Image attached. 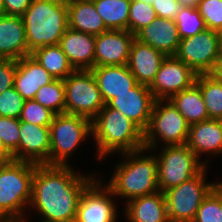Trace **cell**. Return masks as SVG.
Segmentation results:
<instances>
[{
    "instance_id": "6da1fadb",
    "label": "cell",
    "mask_w": 222,
    "mask_h": 222,
    "mask_svg": "<svg viewBox=\"0 0 222 222\" xmlns=\"http://www.w3.org/2000/svg\"><path fill=\"white\" fill-rule=\"evenodd\" d=\"M68 165L35 164L30 205L43 222H74L81 194L94 180L75 174Z\"/></svg>"
},
{
    "instance_id": "7a4b0ae2",
    "label": "cell",
    "mask_w": 222,
    "mask_h": 222,
    "mask_svg": "<svg viewBox=\"0 0 222 222\" xmlns=\"http://www.w3.org/2000/svg\"><path fill=\"white\" fill-rule=\"evenodd\" d=\"M92 136L98 145V160L111 152L144 148V132L119 110L105 105L91 120Z\"/></svg>"
},
{
    "instance_id": "3957f363",
    "label": "cell",
    "mask_w": 222,
    "mask_h": 222,
    "mask_svg": "<svg viewBox=\"0 0 222 222\" xmlns=\"http://www.w3.org/2000/svg\"><path fill=\"white\" fill-rule=\"evenodd\" d=\"M28 50L57 45L69 27L64 0H33L22 15Z\"/></svg>"
},
{
    "instance_id": "277c9868",
    "label": "cell",
    "mask_w": 222,
    "mask_h": 222,
    "mask_svg": "<svg viewBox=\"0 0 222 222\" xmlns=\"http://www.w3.org/2000/svg\"><path fill=\"white\" fill-rule=\"evenodd\" d=\"M144 150L123 153L128 157L127 161L116 167V173L108 184L114 196L132 200L159 191L157 158L150 155L142 157L140 153Z\"/></svg>"
},
{
    "instance_id": "5b68a950",
    "label": "cell",
    "mask_w": 222,
    "mask_h": 222,
    "mask_svg": "<svg viewBox=\"0 0 222 222\" xmlns=\"http://www.w3.org/2000/svg\"><path fill=\"white\" fill-rule=\"evenodd\" d=\"M34 172L35 163L28 161L11 160L0 168V222L23 220L22 208L32 199Z\"/></svg>"
},
{
    "instance_id": "8992f818",
    "label": "cell",
    "mask_w": 222,
    "mask_h": 222,
    "mask_svg": "<svg viewBox=\"0 0 222 222\" xmlns=\"http://www.w3.org/2000/svg\"><path fill=\"white\" fill-rule=\"evenodd\" d=\"M50 129V165H67V157L76 146L92 135L91 120L72 114H57L54 116ZM71 153V154H70Z\"/></svg>"
},
{
    "instance_id": "52a82bcc",
    "label": "cell",
    "mask_w": 222,
    "mask_h": 222,
    "mask_svg": "<svg viewBox=\"0 0 222 222\" xmlns=\"http://www.w3.org/2000/svg\"><path fill=\"white\" fill-rule=\"evenodd\" d=\"M164 101L166 104L162 105ZM189 128L190 124L170 100H155L149 126L144 131V148L157 147L156 136L167 145L186 144Z\"/></svg>"
},
{
    "instance_id": "ba28073f",
    "label": "cell",
    "mask_w": 222,
    "mask_h": 222,
    "mask_svg": "<svg viewBox=\"0 0 222 222\" xmlns=\"http://www.w3.org/2000/svg\"><path fill=\"white\" fill-rule=\"evenodd\" d=\"M205 168L193 178L164 191L169 222H193L203 199L218 184H206Z\"/></svg>"
},
{
    "instance_id": "9c48e42d",
    "label": "cell",
    "mask_w": 222,
    "mask_h": 222,
    "mask_svg": "<svg viewBox=\"0 0 222 222\" xmlns=\"http://www.w3.org/2000/svg\"><path fill=\"white\" fill-rule=\"evenodd\" d=\"M158 156V188L161 192L188 181L206 168L186 144L166 145Z\"/></svg>"
},
{
    "instance_id": "30bf717a",
    "label": "cell",
    "mask_w": 222,
    "mask_h": 222,
    "mask_svg": "<svg viewBox=\"0 0 222 222\" xmlns=\"http://www.w3.org/2000/svg\"><path fill=\"white\" fill-rule=\"evenodd\" d=\"M65 113L92 120L105 106L90 70H74L65 80Z\"/></svg>"
},
{
    "instance_id": "8fae6325",
    "label": "cell",
    "mask_w": 222,
    "mask_h": 222,
    "mask_svg": "<svg viewBox=\"0 0 222 222\" xmlns=\"http://www.w3.org/2000/svg\"><path fill=\"white\" fill-rule=\"evenodd\" d=\"M217 31L206 29L180 40L175 57L199 74H210L221 55Z\"/></svg>"
},
{
    "instance_id": "7c38bea8",
    "label": "cell",
    "mask_w": 222,
    "mask_h": 222,
    "mask_svg": "<svg viewBox=\"0 0 222 222\" xmlns=\"http://www.w3.org/2000/svg\"><path fill=\"white\" fill-rule=\"evenodd\" d=\"M197 76L175 56H166L149 89L155 100H169L173 95L192 87Z\"/></svg>"
},
{
    "instance_id": "4fadbf2b",
    "label": "cell",
    "mask_w": 222,
    "mask_h": 222,
    "mask_svg": "<svg viewBox=\"0 0 222 222\" xmlns=\"http://www.w3.org/2000/svg\"><path fill=\"white\" fill-rule=\"evenodd\" d=\"M95 179L81 194L74 222H116L117 211L111 189ZM101 187V188H100Z\"/></svg>"
},
{
    "instance_id": "5bb4252c",
    "label": "cell",
    "mask_w": 222,
    "mask_h": 222,
    "mask_svg": "<svg viewBox=\"0 0 222 222\" xmlns=\"http://www.w3.org/2000/svg\"><path fill=\"white\" fill-rule=\"evenodd\" d=\"M154 102L149 86L138 83L129 92L117 95L106 105L119 110L144 132L149 126Z\"/></svg>"
},
{
    "instance_id": "9a60e30c",
    "label": "cell",
    "mask_w": 222,
    "mask_h": 222,
    "mask_svg": "<svg viewBox=\"0 0 222 222\" xmlns=\"http://www.w3.org/2000/svg\"><path fill=\"white\" fill-rule=\"evenodd\" d=\"M18 148L12 153L13 160L50 165V129L20 121Z\"/></svg>"
},
{
    "instance_id": "2e32d148",
    "label": "cell",
    "mask_w": 222,
    "mask_h": 222,
    "mask_svg": "<svg viewBox=\"0 0 222 222\" xmlns=\"http://www.w3.org/2000/svg\"><path fill=\"white\" fill-rule=\"evenodd\" d=\"M135 35L128 30H107L95 38L94 66L127 65Z\"/></svg>"
},
{
    "instance_id": "e0dca14e",
    "label": "cell",
    "mask_w": 222,
    "mask_h": 222,
    "mask_svg": "<svg viewBox=\"0 0 222 222\" xmlns=\"http://www.w3.org/2000/svg\"><path fill=\"white\" fill-rule=\"evenodd\" d=\"M90 71L105 105L117 95L129 92L138 84L127 65L94 66Z\"/></svg>"
},
{
    "instance_id": "ac0fdd59",
    "label": "cell",
    "mask_w": 222,
    "mask_h": 222,
    "mask_svg": "<svg viewBox=\"0 0 222 222\" xmlns=\"http://www.w3.org/2000/svg\"><path fill=\"white\" fill-rule=\"evenodd\" d=\"M135 39L166 56L175 55L181 40L175 20L158 17L141 29L135 35Z\"/></svg>"
},
{
    "instance_id": "d6986e66",
    "label": "cell",
    "mask_w": 222,
    "mask_h": 222,
    "mask_svg": "<svg viewBox=\"0 0 222 222\" xmlns=\"http://www.w3.org/2000/svg\"><path fill=\"white\" fill-rule=\"evenodd\" d=\"M95 35L67 28L60 39V47L75 70H91L94 67Z\"/></svg>"
},
{
    "instance_id": "ffe728a7",
    "label": "cell",
    "mask_w": 222,
    "mask_h": 222,
    "mask_svg": "<svg viewBox=\"0 0 222 222\" xmlns=\"http://www.w3.org/2000/svg\"><path fill=\"white\" fill-rule=\"evenodd\" d=\"M166 55L150 45L134 40L127 67L139 84L150 86Z\"/></svg>"
},
{
    "instance_id": "44dd1931",
    "label": "cell",
    "mask_w": 222,
    "mask_h": 222,
    "mask_svg": "<svg viewBox=\"0 0 222 222\" xmlns=\"http://www.w3.org/2000/svg\"><path fill=\"white\" fill-rule=\"evenodd\" d=\"M31 55L22 16L0 17V59L20 60Z\"/></svg>"
},
{
    "instance_id": "7402d4cb",
    "label": "cell",
    "mask_w": 222,
    "mask_h": 222,
    "mask_svg": "<svg viewBox=\"0 0 222 222\" xmlns=\"http://www.w3.org/2000/svg\"><path fill=\"white\" fill-rule=\"evenodd\" d=\"M52 77L31 55L16 60L14 88L25 99H34L39 88L52 82Z\"/></svg>"
},
{
    "instance_id": "603a6c76",
    "label": "cell",
    "mask_w": 222,
    "mask_h": 222,
    "mask_svg": "<svg viewBox=\"0 0 222 222\" xmlns=\"http://www.w3.org/2000/svg\"><path fill=\"white\" fill-rule=\"evenodd\" d=\"M186 146L199 154L222 153V120L207 119L190 125Z\"/></svg>"
},
{
    "instance_id": "cb8c5ba5",
    "label": "cell",
    "mask_w": 222,
    "mask_h": 222,
    "mask_svg": "<svg viewBox=\"0 0 222 222\" xmlns=\"http://www.w3.org/2000/svg\"><path fill=\"white\" fill-rule=\"evenodd\" d=\"M126 206L130 222H169L164 193L161 191L129 200Z\"/></svg>"
},
{
    "instance_id": "d4e9b609",
    "label": "cell",
    "mask_w": 222,
    "mask_h": 222,
    "mask_svg": "<svg viewBox=\"0 0 222 222\" xmlns=\"http://www.w3.org/2000/svg\"><path fill=\"white\" fill-rule=\"evenodd\" d=\"M67 7L69 28L95 36L108 30L92 0L69 2Z\"/></svg>"
},
{
    "instance_id": "484cf974",
    "label": "cell",
    "mask_w": 222,
    "mask_h": 222,
    "mask_svg": "<svg viewBox=\"0 0 222 222\" xmlns=\"http://www.w3.org/2000/svg\"><path fill=\"white\" fill-rule=\"evenodd\" d=\"M191 125L209 119L200 88L194 84L169 99Z\"/></svg>"
},
{
    "instance_id": "4316f807",
    "label": "cell",
    "mask_w": 222,
    "mask_h": 222,
    "mask_svg": "<svg viewBox=\"0 0 222 222\" xmlns=\"http://www.w3.org/2000/svg\"><path fill=\"white\" fill-rule=\"evenodd\" d=\"M31 56L43 66L54 79L65 80L75 69L59 44L35 49Z\"/></svg>"
},
{
    "instance_id": "83f0119b",
    "label": "cell",
    "mask_w": 222,
    "mask_h": 222,
    "mask_svg": "<svg viewBox=\"0 0 222 222\" xmlns=\"http://www.w3.org/2000/svg\"><path fill=\"white\" fill-rule=\"evenodd\" d=\"M108 30L129 31L131 0H92Z\"/></svg>"
},
{
    "instance_id": "f1b7e54d",
    "label": "cell",
    "mask_w": 222,
    "mask_h": 222,
    "mask_svg": "<svg viewBox=\"0 0 222 222\" xmlns=\"http://www.w3.org/2000/svg\"><path fill=\"white\" fill-rule=\"evenodd\" d=\"M195 84L201 90L209 119L222 120V83L210 74H199Z\"/></svg>"
},
{
    "instance_id": "f546056e",
    "label": "cell",
    "mask_w": 222,
    "mask_h": 222,
    "mask_svg": "<svg viewBox=\"0 0 222 222\" xmlns=\"http://www.w3.org/2000/svg\"><path fill=\"white\" fill-rule=\"evenodd\" d=\"M34 100L55 115L65 113V87L64 80L55 79L42 86L36 92Z\"/></svg>"
},
{
    "instance_id": "4dcf8cb0",
    "label": "cell",
    "mask_w": 222,
    "mask_h": 222,
    "mask_svg": "<svg viewBox=\"0 0 222 222\" xmlns=\"http://www.w3.org/2000/svg\"><path fill=\"white\" fill-rule=\"evenodd\" d=\"M193 222H222V183L203 199Z\"/></svg>"
},
{
    "instance_id": "1f68e13d",
    "label": "cell",
    "mask_w": 222,
    "mask_h": 222,
    "mask_svg": "<svg viewBox=\"0 0 222 222\" xmlns=\"http://www.w3.org/2000/svg\"><path fill=\"white\" fill-rule=\"evenodd\" d=\"M180 38H188L207 29L197 8L182 7L175 18Z\"/></svg>"
},
{
    "instance_id": "d6a6232c",
    "label": "cell",
    "mask_w": 222,
    "mask_h": 222,
    "mask_svg": "<svg viewBox=\"0 0 222 222\" xmlns=\"http://www.w3.org/2000/svg\"><path fill=\"white\" fill-rule=\"evenodd\" d=\"M157 18L151 4L138 0H131L129 11V32L136 35L141 29L148 26Z\"/></svg>"
},
{
    "instance_id": "836d02e7",
    "label": "cell",
    "mask_w": 222,
    "mask_h": 222,
    "mask_svg": "<svg viewBox=\"0 0 222 222\" xmlns=\"http://www.w3.org/2000/svg\"><path fill=\"white\" fill-rule=\"evenodd\" d=\"M55 114L34 99L26 100L19 120L39 126L49 127Z\"/></svg>"
},
{
    "instance_id": "e575fe53",
    "label": "cell",
    "mask_w": 222,
    "mask_h": 222,
    "mask_svg": "<svg viewBox=\"0 0 222 222\" xmlns=\"http://www.w3.org/2000/svg\"><path fill=\"white\" fill-rule=\"evenodd\" d=\"M197 10L207 29L218 32L222 28V0H200Z\"/></svg>"
},
{
    "instance_id": "d590c367",
    "label": "cell",
    "mask_w": 222,
    "mask_h": 222,
    "mask_svg": "<svg viewBox=\"0 0 222 222\" xmlns=\"http://www.w3.org/2000/svg\"><path fill=\"white\" fill-rule=\"evenodd\" d=\"M25 99L13 87L0 94V116L20 118Z\"/></svg>"
},
{
    "instance_id": "8d00e7d4",
    "label": "cell",
    "mask_w": 222,
    "mask_h": 222,
    "mask_svg": "<svg viewBox=\"0 0 222 222\" xmlns=\"http://www.w3.org/2000/svg\"><path fill=\"white\" fill-rule=\"evenodd\" d=\"M20 120L0 116V138L4 146L13 153L19 146L20 140Z\"/></svg>"
},
{
    "instance_id": "74e56055",
    "label": "cell",
    "mask_w": 222,
    "mask_h": 222,
    "mask_svg": "<svg viewBox=\"0 0 222 222\" xmlns=\"http://www.w3.org/2000/svg\"><path fill=\"white\" fill-rule=\"evenodd\" d=\"M16 60L0 59V94L14 86Z\"/></svg>"
},
{
    "instance_id": "f35d334b",
    "label": "cell",
    "mask_w": 222,
    "mask_h": 222,
    "mask_svg": "<svg viewBox=\"0 0 222 222\" xmlns=\"http://www.w3.org/2000/svg\"><path fill=\"white\" fill-rule=\"evenodd\" d=\"M157 17L175 20L182 8L177 0H154L152 4Z\"/></svg>"
},
{
    "instance_id": "ab89813d",
    "label": "cell",
    "mask_w": 222,
    "mask_h": 222,
    "mask_svg": "<svg viewBox=\"0 0 222 222\" xmlns=\"http://www.w3.org/2000/svg\"><path fill=\"white\" fill-rule=\"evenodd\" d=\"M33 0H3L5 15L22 16Z\"/></svg>"
},
{
    "instance_id": "60d3db41",
    "label": "cell",
    "mask_w": 222,
    "mask_h": 222,
    "mask_svg": "<svg viewBox=\"0 0 222 222\" xmlns=\"http://www.w3.org/2000/svg\"><path fill=\"white\" fill-rule=\"evenodd\" d=\"M210 75L222 83V52Z\"/></svg>"
},
{
    "instance_id": "b9f144b4",
    "label": "cell",
    "mask_w": 222,
    "mask_h": 222,
    "mask_svg": "<svg viewBox=\"0 0 222 222\" xmlns=\"http://www.w3.org/2000/svg\"><path fill=\"white\" fill-rule=\"evenodd\" d=\"M181 7L185 8H197L200 0H177Z\"/></svg>"
},
{
    "instance_id": "7bdbcfd3",
    "label": "cell",
    "mask_w": 222,
    "mask_h": 222,
    "mask_svg": "<svg viewBox=\"0 0 222 222\" xmlns=\"http://www.w3.org/2000/svg\"><path fill=\"white\" fill-rule=\"evenodd\" d=\"M13 160L12 155H0V168L8 161Z\"/></svg>"
},
{
    "instance_id": "ee69618b",
    "label": "cell",
    "mask_w": 222,
    "mask_h": 222,
    "mask_svg": "<svg viewBox=\"0 0 222 222\" xmlns=\"http://www.w3.org/2000/svg\"><path fill=\"white\" fill-rule=\"evenodd\" d=\"M0 155H12V153L4 146L0 138Z\"/></svg>"
},
{
    "instance_id": "f6af8a7d",
    "label": "cell",
    "mask_w": 222,
    "mask_h": 222,
    "mask_svg": "<svg viewBox=\"0 0 222 222\" xmlns=\"http://www.w3.org/2000/svg\"><path fill=\"white\" fill-rule=\"evenodd\" d=\"M5 15L4 2L0 0V17Z\"/></svg>"
},
{
    "instance_id": "bcb514c9",
    "label": "cell",
    "mask_w": 222,
    "mask_h": 222,
    "mask_svg": "<svg viewBox=\"0 0 222 222\" xmlns=\"http://www.w3.org/2000/svg\"><path fill=\"white\" fill-rule=\"evenodd\" d=\"M218 35H219V40H220V48L222 51V28L218 31Z\"/></svg>"
},
{
    "instance_id": "7dc6e473",
    "label": "cell",
    "mask_w": 222,
    "mask_h": 222,
    "mask_svg": "<svg viewBox=\"0 0 222 222\" xmlns=\"http://www.w3.org/2000/svg\"><path fill=\"white\" fill-rule=\"evenodd\" d=\"M138 1L145 2V3L151 4V5L154 3V0H138Z\"/></svg>"
},
{
    "instance_id": "c3c4849f",
    "label": "cell",
    "mask_w": 222,
    "mask_h": 222,
    "mask_svg": "<svg viewBox=\"0 0 222 222\" xmlns=\"http://www.w3.org/2000/svg\"><path fill=\"white\" fill-rule=\"evenodd\" d=\"M66 3H69V2H73V1H81V0H64Z\"/></svg>"
}]
</instances>
